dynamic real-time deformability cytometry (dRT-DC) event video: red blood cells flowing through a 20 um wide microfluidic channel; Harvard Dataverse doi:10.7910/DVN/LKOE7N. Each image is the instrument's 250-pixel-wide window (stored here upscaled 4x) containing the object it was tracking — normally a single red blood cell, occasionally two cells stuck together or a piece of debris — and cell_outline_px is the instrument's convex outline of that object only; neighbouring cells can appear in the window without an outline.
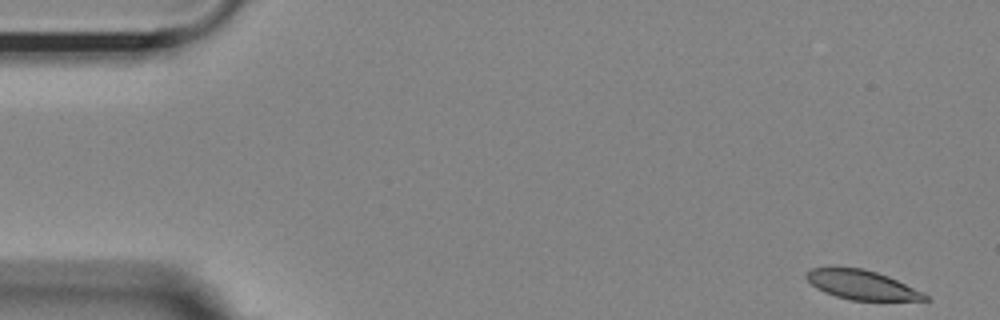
{"species": "Egyptian fruit bat (a non-hibernating species)", "species_latin": "Rousettus aegyptiacus", "temperature_condition": "room temperature", "stored_images_in_passage": 54, "camera_frame_rate_fps": 3000, "um_per_image_px": 0.085, "animal": {"sex": "female"}, "frame": {"image": 1, "passage_image": 1, "time_ms": 0.0, "image_size_px": [1000, 320], "cell_outline_px": [[932, 300], [852, 300], [836, 296], [824, 292], [816, 288], [804, 276], [812, 268], [860, 268], [876, 272], [888, 276], [924, 292]], "centroid_in_image_um": [73.28, 24.23], "position_along_channel_um": 11.7, "area_um2": 19.94}}
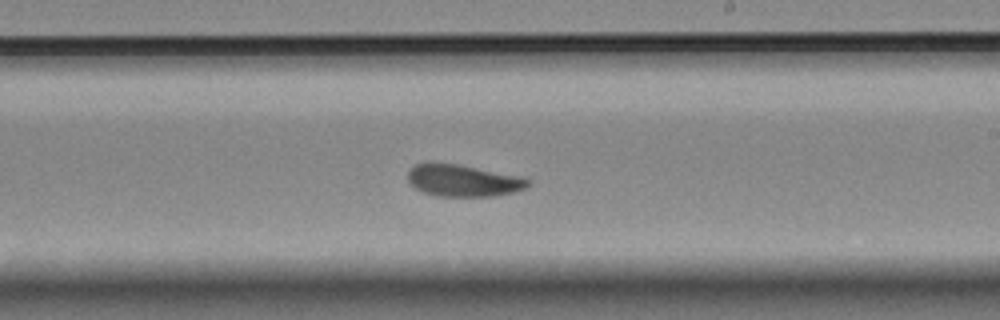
{"frame": {"image": 2, "passage_image": 31, "time_ms": 10.0, "image_size_px": [1000, 320], "cell_outline_px": [[532, 184], [524, 188], [512, 192], [492, 196], [440, 196], [420, 192], [408, 180], [408, 172], [416, 164], [428, 160], [432, 160], [460, 164], [516, 176], [528, 180]], "centroid_in_image_um": [39.27, 15.32], "position_along_channel_um": 249.7, "area_um2": 22.43}}
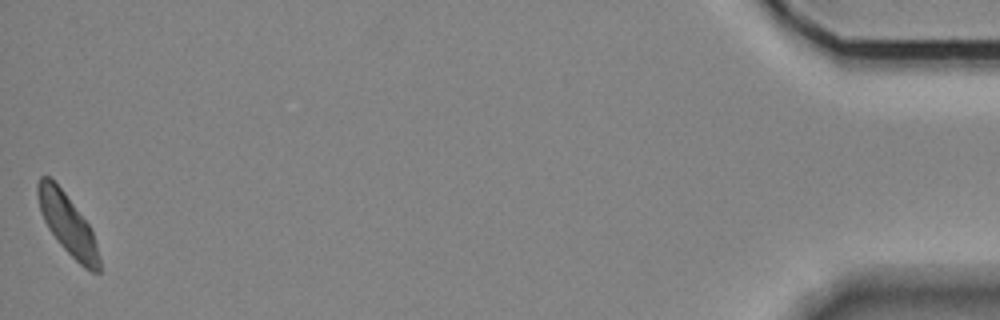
{"frame": {"image": 3, "passage_image": 54, "time_ms": 17.667, "image_size_px": [1000, 320], "cell_outline_px": [[100, 272], [92, 272], [84, 268], [60, 244], [48, 228], [40, 212], [36, 192], [36, 184], [40, 176], [48, 176], [64, 192], [92, 228], [100, 256]], "centroid_in_image_um": [5.75, 19.06], "position_along_channel_um": 429.5, "area_um2": 21.62}, "authors_computed_cell_mechanics": {"area_um2": 22.253, "velocity_mm_per_s": 3.563, "shape_relaxation_time_tau1_ms": 3.048, "shape_relaxation_time_tau2_ms": 3.1704, "deformation_change_tau1": 0.1113, "deformation_change_tau2": 0.0965}}